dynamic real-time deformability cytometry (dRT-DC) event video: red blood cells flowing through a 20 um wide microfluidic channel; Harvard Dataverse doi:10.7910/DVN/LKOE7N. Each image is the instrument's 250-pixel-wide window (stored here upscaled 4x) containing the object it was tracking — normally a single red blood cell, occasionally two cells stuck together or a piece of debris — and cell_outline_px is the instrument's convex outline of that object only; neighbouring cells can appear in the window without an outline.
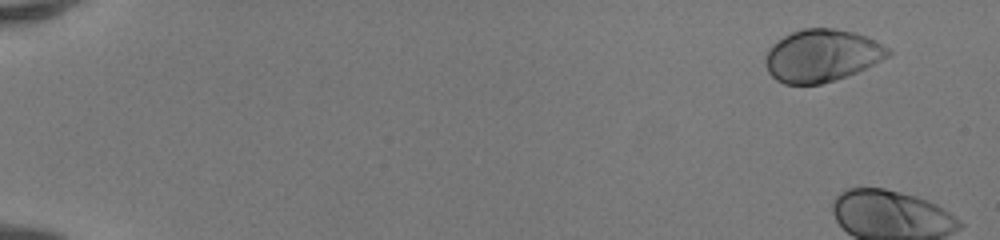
{"species": "human", "species_latin": "Homo sapiens", "temperature_condition": "room temperature", "stored_images_in_passage": 8, "camera_frame_rate_fps": 3000, "um_per_image_px": 0.085, "donor": {"sex": "female"}, "frame": {"image": 1, "passage_image": 1, "time_ms": 0.0, "image_size_px": [1000, 240], "cell_outline_px": [[892, 52], [888, 56], [856, 72], [836, 80], [820, 84], [784, 84], [776, 80], [768, 72], [764, 64], [764, 56], [768, 48], [776, 40], [792, 32], [804, 28], [832, 28], [852, 32], [864, 36], [884, 44], [892, 48]], "centroid_in_image_um": [69.81, 4.73], "position_along_channel_um": 15.2, "area_um2": 37.57}}